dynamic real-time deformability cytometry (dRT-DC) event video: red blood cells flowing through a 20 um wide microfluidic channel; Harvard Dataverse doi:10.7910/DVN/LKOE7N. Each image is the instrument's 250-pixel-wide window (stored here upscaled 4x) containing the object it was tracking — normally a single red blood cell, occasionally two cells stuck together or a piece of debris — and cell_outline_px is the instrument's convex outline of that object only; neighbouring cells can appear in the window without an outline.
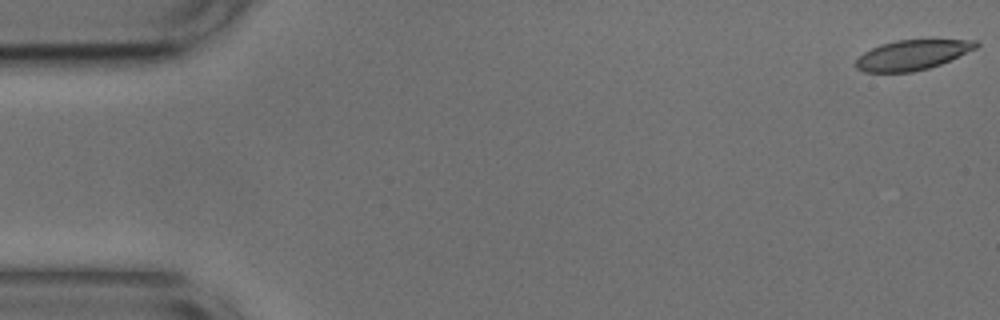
{"species": "common noctule bat (a hibernating species)", "species_latin": "Nyctalus noctula", "temperature_condition": "cold", "stored_images_in_passage": 4, "camera_frame_rate_fps": 3000, "um_per_image_px": 0.085, "animal": {"sex": "male", "body_mass_g": 17.9, "forearm_length_mm": 54.2}, "frame": {"image": 1, "passage_image": 1, "time_ms": 0.0, "image_size_px": [1000, 320], "cell_outline_px": [[980, 44], [976, 48], [940, 64], [928, 68], [912, 72], [864, 72], [856, 68], [856, 60], [864, 52], [880, 44], [896, 40], [976, 40]], "centroid_in_image_um": [77.52, 4.67], "position_along_channel_um": 7.5, "area_um2": 20.75}}